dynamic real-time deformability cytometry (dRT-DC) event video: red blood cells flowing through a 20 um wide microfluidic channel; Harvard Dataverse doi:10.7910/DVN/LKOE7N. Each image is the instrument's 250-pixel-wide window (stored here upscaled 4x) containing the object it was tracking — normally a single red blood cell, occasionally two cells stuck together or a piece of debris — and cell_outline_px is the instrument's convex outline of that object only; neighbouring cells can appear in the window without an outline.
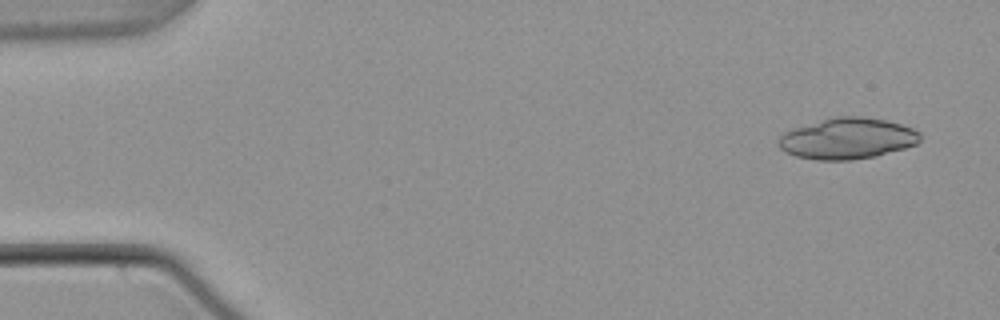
{"species": "common noctule bat (a hibernating species)", "species_latin": "Nyctalus noctula", "temperature_condition": "warm", "stored_images_in_passage": 51, "camera_frame_rate_fps": 3000, "um_per_image_px": 0.085, "animal": {"sex": "male", "body_mass_g": 21.5, "forearm_length_mm": 52.0}, "frame": {"image": 1, "passage_image": 1, "time_ms": 0.0, "image_size_px": [1000, 320], "cell_outline_px": [[920, 140], [916, 144], [904, 148], [876, 156], [852, 160], [816, 160], [796, 156], [784, 152], [776, 144], [780, 136], [784, 132], [796, 128], [824, 120], [840, 116], [864, 116], [888, 120], [912, 128], [920, 132]], "centroid_in_image_um": [72.04, 11.78], "position_along_channel_um": 13.0, "area_um2": 33.76}}